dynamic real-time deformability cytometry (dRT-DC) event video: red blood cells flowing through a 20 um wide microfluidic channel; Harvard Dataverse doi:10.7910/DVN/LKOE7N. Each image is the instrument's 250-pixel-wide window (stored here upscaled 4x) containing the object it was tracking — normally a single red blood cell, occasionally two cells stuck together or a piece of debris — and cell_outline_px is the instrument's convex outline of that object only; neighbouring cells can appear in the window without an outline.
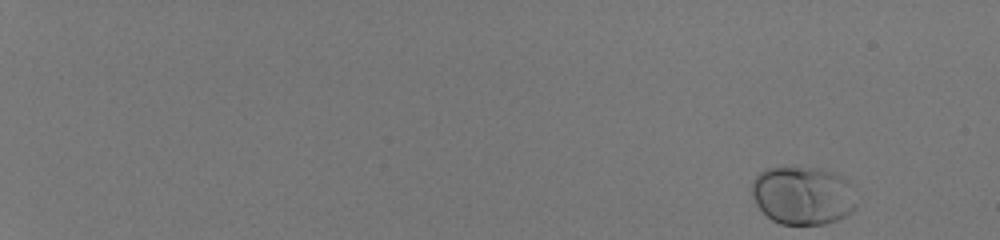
{"species": "human", "species_latin": "Homo sapiens", "temperature_condition": "room temperature", "stored_images_in_passage": 52, "camera_frame_rate_fps": 3000, "um_per_image_px": 0.085, "donor": {"sex": "male"}, "frame": {"image": 1, "passage_image": 1, "time_ms": 0.0, "image_size_px": [1000, 240], "cell_outline_px": [[856, 208], [852, 212], [836, 220], [824, 224], [780, 224], [772, 220], [756, 204], [752, 196], [752, 180], [764, 168], [820, 168], [836, 172], [844, 176], [856, 204]], "centroid_in_image_um": [68.22, 16.61], "position_along_channel_um": 16.8, "area_um2": 35.37}}
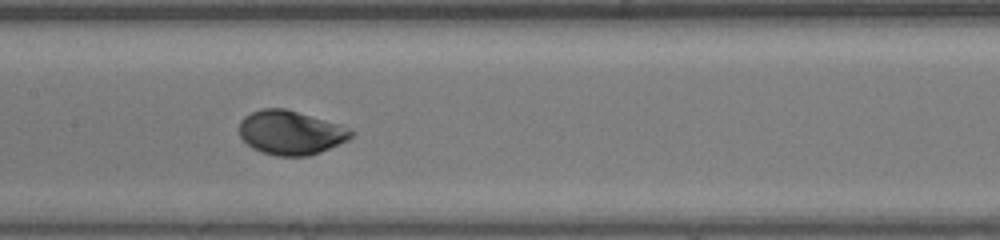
{"frame": {"image": 2, "passage_image": 30, "time_ms": 9.667, "image_size_px": [1000, 240], "cell_outline_px": [[352, 136], [348, 140], [320, 152], [308, 156], [276, 156], [252, 148], [240, 136], [240, 120], [244, 116], [260, 108], [284, 108], [340, 124], [352, 128]], "centroid_in_image_um": [24.71, 11.27], "position_along_channel_um": 182.7, "area_um2": 28.67}}
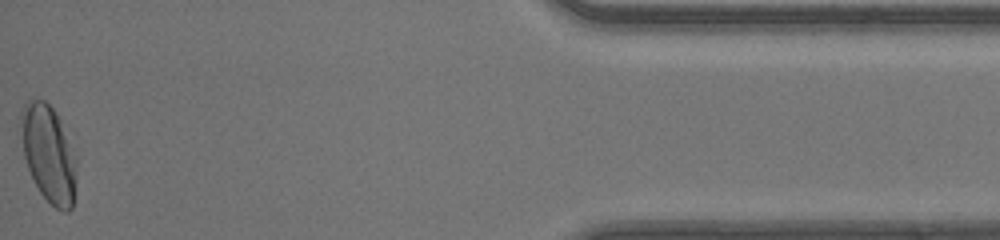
{"frame": {"image": 3, "passage_image": 52, "time_ms": 17.0, "image_size_px": [1000, 240], "cell_outline_px": [[76, 176], [72, 208], [68, 212], [64, 212], [56, 208], [40, 192], [28, 168], [24, 156], [20, 116], [20, 112], [24, 104], [28, 100], [44, 100], [56, 112], [60, 120], [76, 156]], "centroid_in_image_um": [4.14, 13.06], "position_along_channel_um": 431.1, "area_um2": 31.1}, "authors_computed_cell_mechanics": {"area_um2": 29.0734, "velocity_mm_per_s": 4.1412, "shape_relaxation_time_tau1_ms": 1.9053, "shape_relaxation_time_tau2_ms": null, "deformation_change_tau1": 0.1305, "deformation_change_tau2": null}}